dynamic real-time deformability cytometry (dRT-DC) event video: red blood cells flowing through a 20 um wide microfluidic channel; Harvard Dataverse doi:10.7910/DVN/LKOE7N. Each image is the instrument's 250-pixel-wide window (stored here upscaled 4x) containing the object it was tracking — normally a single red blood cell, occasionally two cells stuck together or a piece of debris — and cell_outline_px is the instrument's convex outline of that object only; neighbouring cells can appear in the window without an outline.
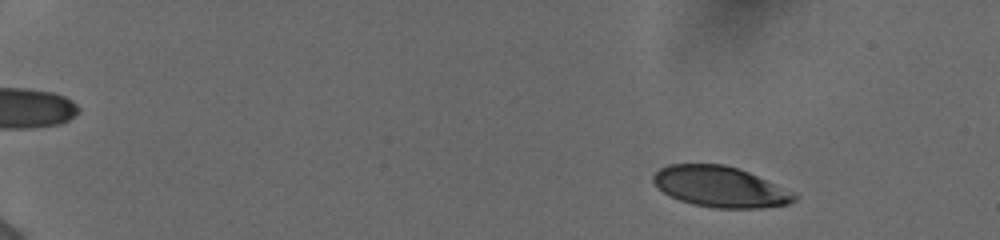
{"species": "human", "species_latin": "Homo sapiens", "temperature_condition": "cold", "stored_images_in_passage": 54, "camera_frame_rate_fps": 3000, "um_per_image_px": 0.085, "donor": {"sex": "female"}, "frame": {"image": 1, "passage_image": 7, "time_ms": 2.0, "image_size_px": [1000, 240], "cell_outline_px": [[796, 200], [788, 204], [764, 208], [716, 208], [692, 204], [680, 200], [664, 192], [652, 180], [652, 176], [660, 168], [668, 164], [724, 164], [748, 172], [796, 192]], "centroid_in_image_um": [61.25, 15.88], "position_along_channel_um": 23.8, "area_um2": 33.41}}
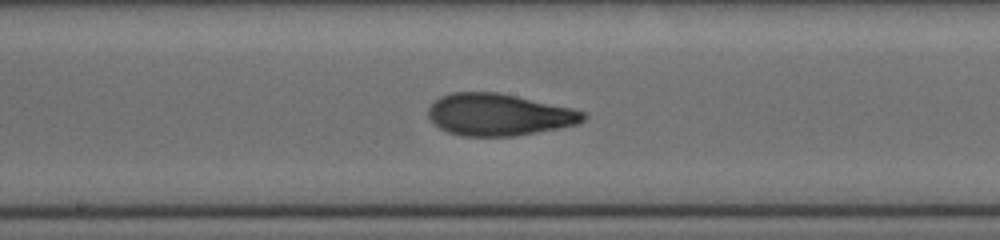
{"frame": {"image": 2, "passage_image": 32, "time_ms": 10.333, "image_size_px": [1000, 240], "cell_outline_px": [[588, 116], [584, 120], [576, 124], [560, 128], [512, 136], [464, 136], [448, 132], [440, 128], [428, 116], [428, 108], [440, 96], [452, 92], [496, 92], [516, 96], [572, 108], [584, 112]], "centroid_in_image_um": [42.4, 9.74], "position_along_channel_um": 205.8, "area_um2": 37.63}}
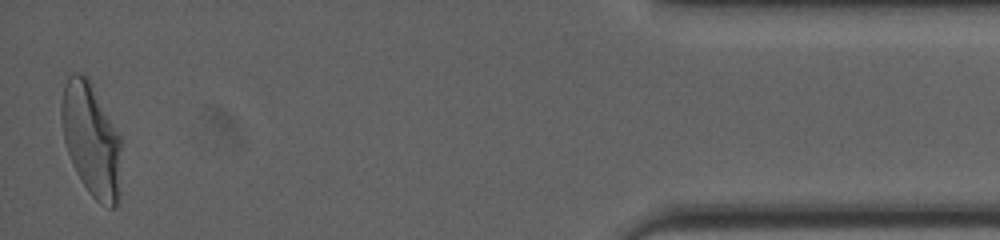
{"frame": {"image": 3, "passage_image": 54, "time_ms": 17.667, "image_size_px": [1000, 240], "cell_outline_px": [[120, 200], [112, 208], [108, 208], [100, 204], [88, 192], [80, 180], [76, 172], [68, 152], [64, 140], [60, 116], [60, 104], [64, 84], [68, 76], [72, 72], [84, 72], [88, 76], [120, 136]], "centroid_in_image_um": [7.74, 11.85], "position_along_channel_um": 427.5, "area_um2": 39.94}, "authors_computed_cell_mechanics": {"area_um2": 37.0209, "velocity_mm_per_s": 3.8755, "shape_relaxation_time_tau1_ms": 4.9061, "shape_relaxation_time_tau2_ms": 1.5478, "deformation_change_tau1": 0.2071, "deformation_change_tau2": 0.0642}}